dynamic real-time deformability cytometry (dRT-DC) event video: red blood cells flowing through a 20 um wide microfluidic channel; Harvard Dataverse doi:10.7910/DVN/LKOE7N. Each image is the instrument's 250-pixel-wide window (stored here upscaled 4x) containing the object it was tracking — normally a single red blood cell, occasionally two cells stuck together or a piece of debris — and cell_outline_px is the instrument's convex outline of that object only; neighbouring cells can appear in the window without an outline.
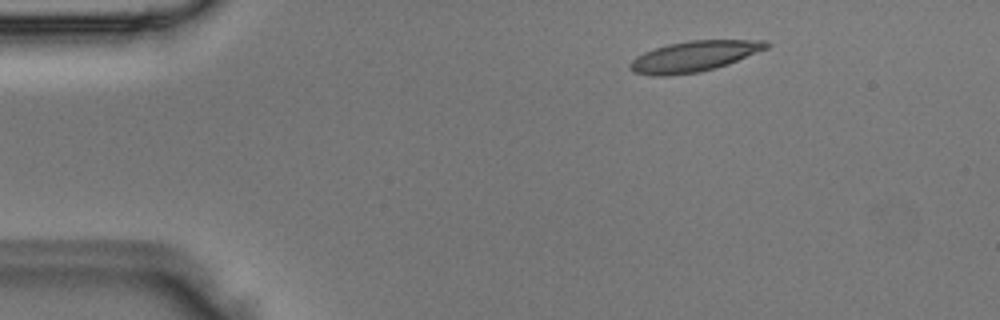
{"species": "Egyptian fruit bat (a non-hibernating species)", "species_latin": "Rousettus aegyptiacus", "temperature_condition": "room temperature", "stored_images_in_passage": 4, "camera_frame_rate_fps": 3000, "um_per_image_px": 0.085, "animal": {"sex": "male"}, "frame": {"image": 1, "passage_image": 2, "time_ms": 0.333, "image_size_px": [1000, 320], "cell_outline_px": [[772, 44], [768, 48], [728, 64], [716, 68], [700, 72], [668, 76], [652, 76], [632, 72], [628, 68], [628, 64], [636, 56], [644, 52], [668, 44], [688, 40], [764, 40]], "centroid_in_image_um": [58.97, 4.8], "position_along_channel_um": 26.0, "area_um2": 24.57}}
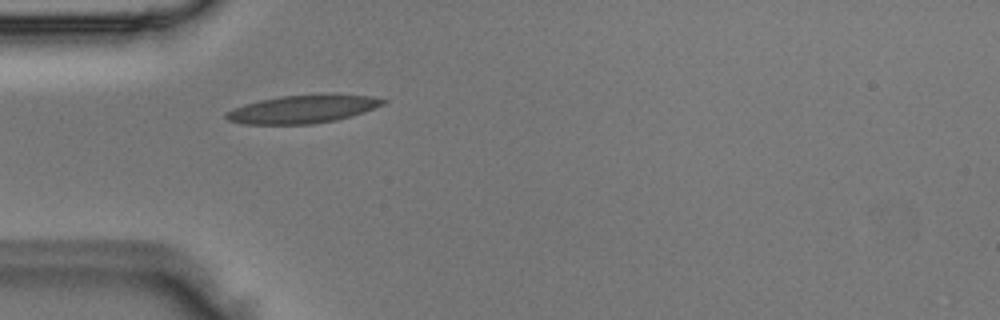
{"frame": {"image": 2, "passage_image": 4, "time_ms": 1.0, "image_size_px": [1000, 320], "cell_outline_px": [[388, 100], [384, 104], [364, 112], [352, 116], [336, 120], [312, 124], [244, 124], [228, 120], [224, 116], [224, 112], [260, 100], [280, 96], [324, 92], [332, 92], [372, 96]], "centroid_in_image_um": [25.82, 9.24], "position_along_channel_um": 59.2, "area_um2": 26.24}}